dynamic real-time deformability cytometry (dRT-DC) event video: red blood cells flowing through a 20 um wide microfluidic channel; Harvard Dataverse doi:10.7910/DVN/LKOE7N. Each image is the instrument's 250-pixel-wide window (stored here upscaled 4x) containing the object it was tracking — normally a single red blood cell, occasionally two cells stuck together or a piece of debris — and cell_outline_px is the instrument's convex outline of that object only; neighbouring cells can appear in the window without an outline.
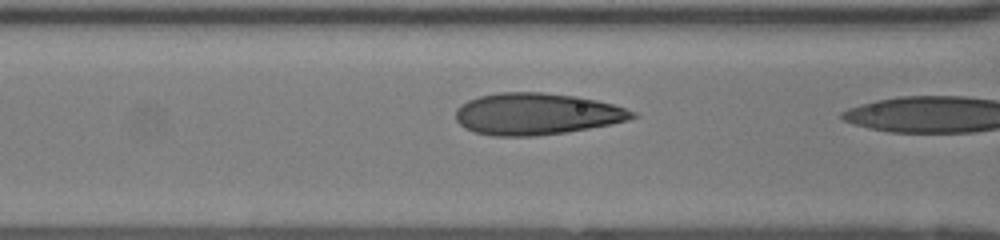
{"species": "human", "species_latin": "Homo sapiens", "temperature_condition": "room temperature", "stored_images_in_passage": 4, "camera_frame_rate_fps": 3000, "um_per_image_px": 0.085, "donor": {"sex": "female"}, "frame": {"image": 1, "passage_image": 3, "time_ms": 0.667, "image_size_px": [1000, 240], "cell_outline_px": [[640, 116], [628, 120], [612, 124], [564, 132], [536, 136], [492, 136], [476, 132], [464, 128], [456, 120], [456, 108], [460, 104], [468, 100], [480, 96], [500, 92], [540, 92], [576, 96], [596, 100], [612, 104], [636, 112]], "centroid_in_image_um": [45.6, 9.68], "position_along_channel_um": 121.0, "area_um2": 42.95}}